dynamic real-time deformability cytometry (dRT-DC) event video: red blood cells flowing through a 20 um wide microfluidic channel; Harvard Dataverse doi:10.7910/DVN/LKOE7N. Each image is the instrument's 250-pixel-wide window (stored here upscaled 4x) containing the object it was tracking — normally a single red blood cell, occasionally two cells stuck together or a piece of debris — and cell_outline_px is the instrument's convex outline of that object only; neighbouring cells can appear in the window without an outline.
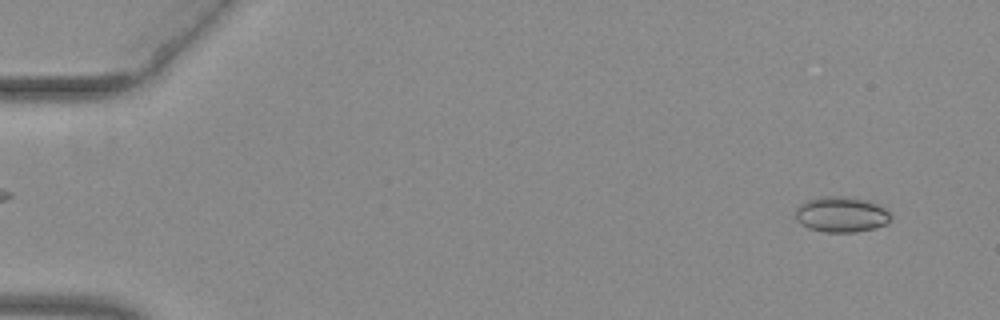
{"species": "common noctule bat (a hibernating species)", "species_latin": "Nyctalus noctula", "temperature_condition": "warm", "stored_images_in_passage": 53, "camera_frame_rate_fps": 3000, "um_per_image_px": 0.085, "animal": {"sex": "female", "body_mass_g": 29.2, "forearm_length_mm": 56.3}, "frame": {"image": 1, "passage_image": 4, "time_ms": 1.0, "image_size_px": [1000, 320], "cell_outline_px": [[892, 216], [888, 224], [856, 232], [824, 232], [808, 228], [800, 224], [796, 220], [796, 208], [800, 204], [808, 200], [820, 196], [840, 196], [868, 200], [880, 204], [892, 212]], "centroid_in_image_um": [71.55, 18.22], "position_along_channel_um": 13.5, "area_um2": 20.06}}
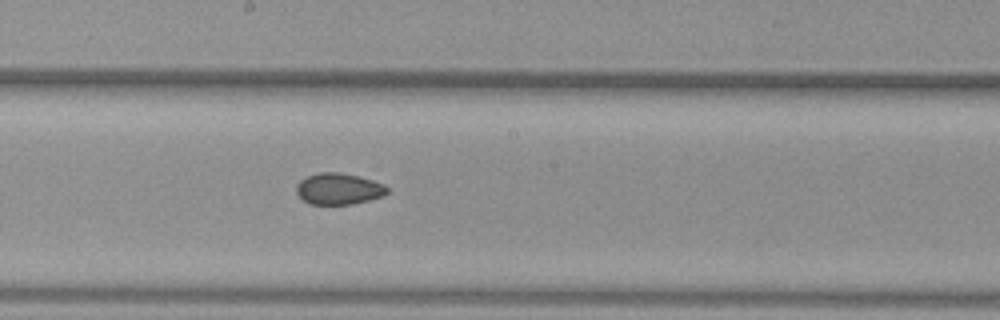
{"frame": {"image": 2, "passage_image": 30, "time_ms": 9.667, "image_size_px": [1000, 320], "cell_outline_px": [[388, 192], [384, 196], [352, 204], [308, 204], [296, 192], [296, 184], [300, 180], [308, 176], [320, 172], [340, 172], [372, 180], [384, 184], [388, 188]], "centroid_in_image_um": [28.78, 16.05], "position_along_channel_um": 219.4, "area_um2": 16.53}}
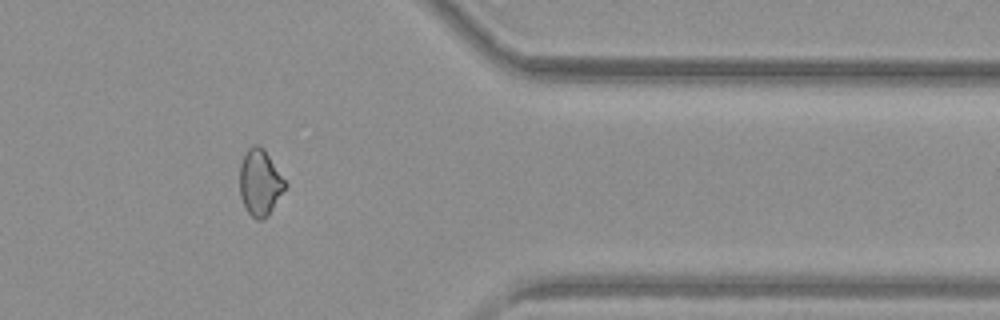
{"frame": {"image": 3, "passage_image": 44, "time_ms": 14.333, "image_size_px": [1000, 320], "cell_outline_px": [[288, 184], [268, 216], [260, 220], [256, 220], [248, 212], [240, 196], [240, 164], [248, 148], [256, 144], [264, 148]], "centroid_in_image_um": [22.11, 15.52], "position_along_channel_um": 389.3, "area_um2": 17.46}, "authors_computed_cell_mechanics": {"area_um2": 17.3978, "velocity_mm_per_s": 3.9792, "shape_relaxation_time_tau1_ms": null, "shape_relaxation_time_tau2_ms": 2.6684, "deformation_change_tau1": null, "deformation_change_tau2": 0.0598}}